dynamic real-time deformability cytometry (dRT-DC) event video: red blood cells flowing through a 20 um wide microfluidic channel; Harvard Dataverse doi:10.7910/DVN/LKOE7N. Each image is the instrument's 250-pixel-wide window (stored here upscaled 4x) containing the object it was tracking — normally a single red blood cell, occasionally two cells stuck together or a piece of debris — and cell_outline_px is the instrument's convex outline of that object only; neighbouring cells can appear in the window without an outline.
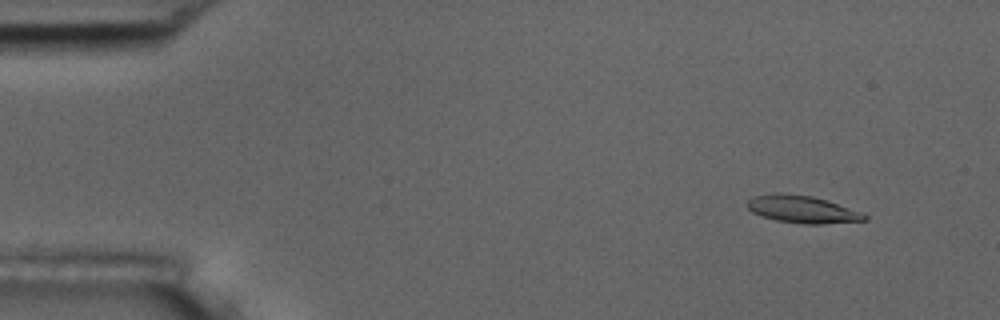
{"species": "common noctule bat (a hibernating species)", "species_latin": "Nyctalus noctula", "temperature_condition": "room temperature", "stored_images_in_passage": 54, "camera_frame_rate_fps": 3000, "um_per_image_px": 0.085, "animal": {"sex": "male", "body_mass_g": 17.5, "forearm_length_mm": 52.3}, "frame": {"image": 1, "passage_image": 5, "time_ms": 1.333, "image_size_px": [1000, 320], "cell_outline_px": [[868, 220], [820, 224], [804, 224], [776, 220], [760, 216], [752, 212], [748, 208], [748, 200], [756, 196], [776, 192], [780, 192], [812, 196], [828, 200], [860, 212], [868, 216]], "centroid_in_image_um": [68.19, 17.79], "position_along_channel_um": 16.8, "area_um2": 18.67}}
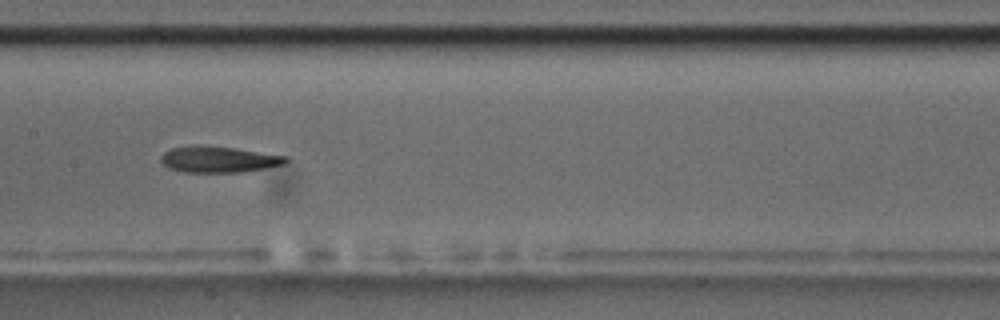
{"frame": {"image": 2, "passage_image": 27, "time_ms": 8.667, "image_size_px": [1000, 320], "cell_outline_px": [[288, 160], [284, 164], [268, 168], [244, 172], [184, 172], [168, 168], [160, 160], [160, 156], [164, 152], [172, 148], [196, 144], [200, 144], [232, 148], [288, 156]], "centroid_in_image_um": [18.58, 13.55], "position_along_channel_um": 188.8, "area_um2": 19.19}}
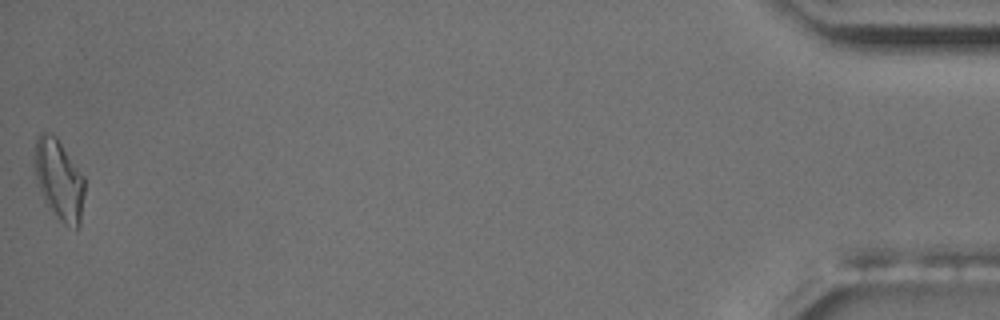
{"frame": {"image": 3, "passage_image": 54, "time_ms": 17.667, "image_size_px": [1000, 320], "cell_outline_px": [[84, 192], [80, 224], [76, 232], [64, 224], [60, 220], [44, 200], [36, 176], [36, 136], [40, 132], [48, 132], [56, 136], [84, 176]], "centroid_in_image_um": [5.06, 15.29], "position_along_channel_um": 430.1, "area_um2": 23.12}, "authors_computed_cell_mechanics": {"area_um2": 19.1607, "velocity_mm_per_s": 3.7349, "shape_relaxation_time_tau1_ms": null, "shape_relaxation_time_tau2_ms": 8.5327, "deformation_change_tau1": null, "deformation_change_tau2": 0.2325}}